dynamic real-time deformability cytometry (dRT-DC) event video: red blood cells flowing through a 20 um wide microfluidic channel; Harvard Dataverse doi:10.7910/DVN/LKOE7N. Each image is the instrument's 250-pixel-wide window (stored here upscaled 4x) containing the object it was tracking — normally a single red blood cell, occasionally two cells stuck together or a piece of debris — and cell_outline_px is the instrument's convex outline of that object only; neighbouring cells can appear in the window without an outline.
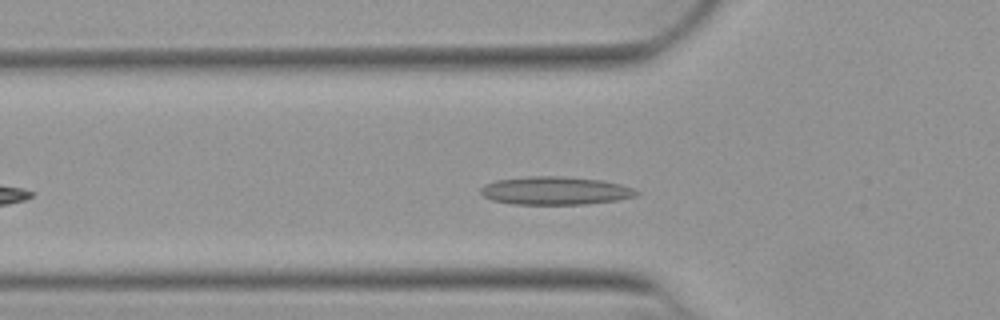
{"species": "Egyptian fruit bat (a non-hibernating species)", "species_latin": "Rousettus aegyptiacus", "temperature_condition": "warm", "stored_images_in_passage": 37, "camera_frame_rate_fps": 3000, "um_per_image_px": 0.085, "animal": {"sex": "female"}, "frame": {"image": 1, "passage_image": 9, "time_ms": 2.667, "image_size_px": [1000, 320], "cell_outline_px": [[640, 192], [636, 196], [616, 200], [584, 204], [512, 204], [492, 200], [484, 196], [480, 192], [480, 188], [484, 184], [496, 180], [528, 176], [564, 176], [600, 180], [620, 184], [632, 188]], "centroid_in_image_um": [47.17, 16.2], "position_along_channel_um": 78.6, "area_um2": 25.49}}
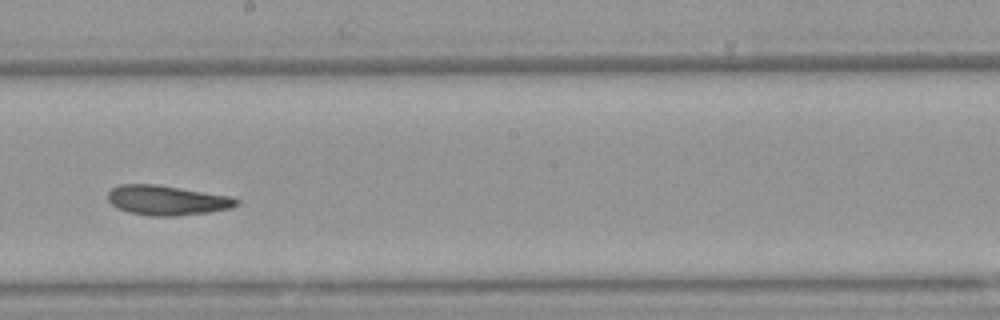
{"frame": {"image": 2, "passage_image": 21, "time_ms": 6.667, "image_size_px": [1000, 320], "cell_outline_px": [[240, 204], [232, 208], [208, 212], [172, 216], [152, 216], [128, 212], [116, 208], [108, 200], [108, 192], [112, 188], [120, 184], [156, 184], [228, 196], [240, 200]], "centroid_in_image_um": [14.17, 17.02], "position_along_channel_um": 234.0, "area_um2": 22.2}}
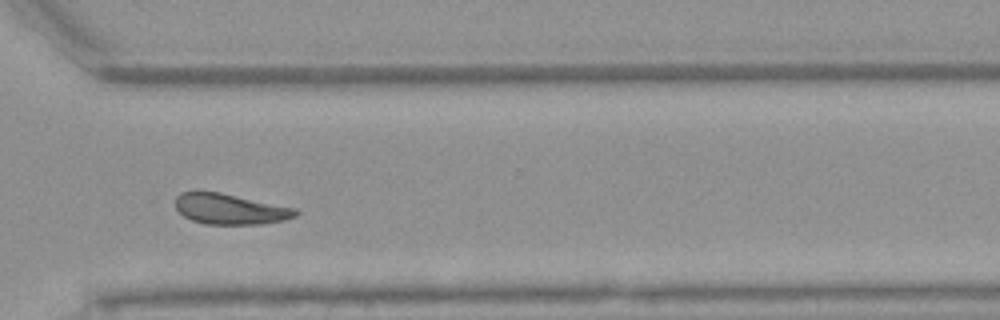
{"frame": {"image": 3, "passage_image": 30, "time_ms": 9.667, "image_size_px": [1000, 320], "cell_outline_px": [[300, 212], [296, 216], [284, 220], [264, 224], [204, 224], [192, 220], [184, 216], [176, 208], [176, 196], [180, 192], [220, 192], [296, 208]], "centroid_in_image_um": [19.59, 17.77], "position_along_channel_um": 351.0, "area_um2": 21.39}, "authors_computed_cell_mechanics": {"area_um2": 22.7154, "velocity_mm_per_s": 3.8866, "shape_relaxation_time_tau1_ms": 8.6101, "shape_relaxation_time_tau2_ms": 4.045, "deformation_change_tau1": 0.2044, "deformation_change_tau2": 0.1073}}